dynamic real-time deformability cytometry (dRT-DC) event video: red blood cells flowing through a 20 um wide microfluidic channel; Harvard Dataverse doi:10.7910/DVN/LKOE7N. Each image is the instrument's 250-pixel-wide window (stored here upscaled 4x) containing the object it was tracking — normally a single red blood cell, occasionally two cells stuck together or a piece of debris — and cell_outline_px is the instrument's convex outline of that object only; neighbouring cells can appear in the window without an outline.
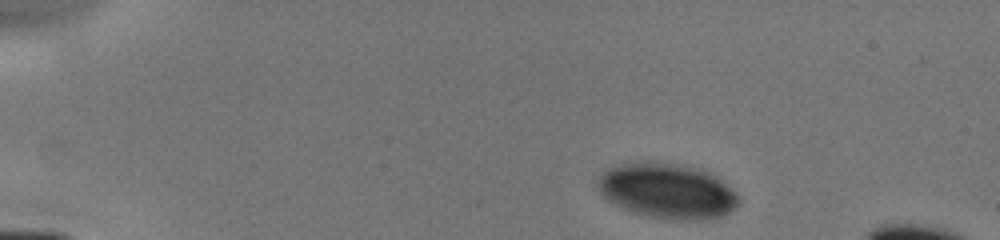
{"species": "human", "species_latin": "Homo sapiens", "temperature_condition": "cold", "stored_images_in_passage": 7, "camera_frame_rate_fps": 3000, "um_per_image_px": 0.085, "donor": {"sex": "male"}, "frame": {"image": 1, "passage_image": 1, "time_ms": 0.0, "image_size_px": [1000, 240], "cell_outline_px": [[740, 204], [736, 208], [720, 216], [708, 220], [680, 220], [652, 216], [636, 212], [624, 208], [608, 200], [600, 192], [596, 184], [596, 180], [608, 168], [624, 164], [648, 160], [704, 168], [716, 176], [732, 188], [740, 196]], "centroid_in_image_um": [56.78, 16.21], "position_along_channel_um": 28.2, "area_um2": 45.49}}
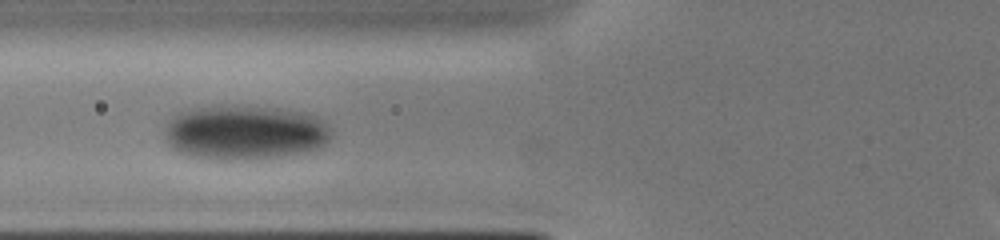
{"frame": {"image": 2, "passage_image": 5, "time_ms": 4.0, "image_size_px": [1000, 240], "cell_outline_px": [[332, 136], [320, 148], [304, 152], [284, 156], [256, 160], [216, 160], [192, 156], [180, 152], [172, 148], [168, 144], [164, 136], [168, 120], [172, 116], [188, 108], [216, 104], [228, 104], [280, 108], [300, 112], [324, 120], [332, 132]], "centroid_in_image_um": [20.78, 11.25], "position_along_channel_um": 105.0, "area_um2": 54.16}}
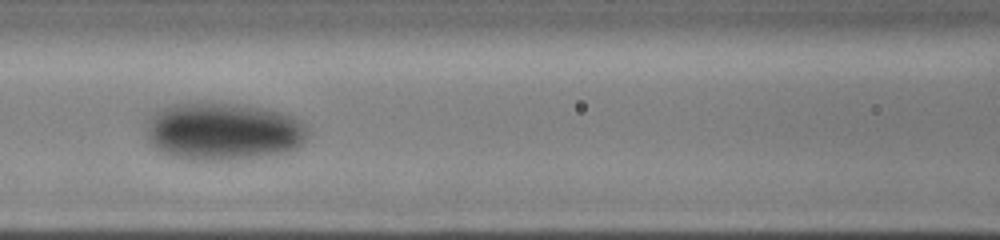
{"frame": {"image": 3, "passage_image": 6, "time_ms": 5.0, "image_size_px": [1000, 240], "cell_outline_px": [[308, 136], [304, 144], [288, 152], [232, 160], [192, 160], [168, 156], [160, 152], [148, 144], [144, 120], [156, 108], [172, 104], [196, 100], [240, 104], [280, 112], [292, 116], [300, 120], [308, 128]], "centroid_in_image_um": [18.87, 11.15], "position_along_channel_um": 147.7, "area_um2": 56.12}}